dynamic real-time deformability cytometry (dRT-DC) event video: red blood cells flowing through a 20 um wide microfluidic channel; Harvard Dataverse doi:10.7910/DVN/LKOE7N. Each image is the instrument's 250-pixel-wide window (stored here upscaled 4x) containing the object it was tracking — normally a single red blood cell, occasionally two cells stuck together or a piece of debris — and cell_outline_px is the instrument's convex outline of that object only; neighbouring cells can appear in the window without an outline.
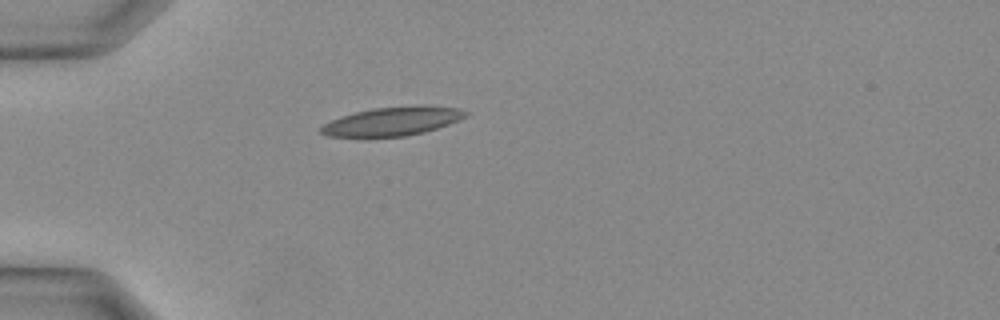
{"species": "Egyptian fruit bat (a non-hibernating species)", "species_latin": "Rousettus aegyptiacus", "temperature_condition": "warm", "stored_images_in_passage": 25, "camera_frame_rate_fps": 3000, "um_per_image_px": 0.085, "animal": {"sex": "female"}, "frame": {"image": 1, "passage_image": 1, "time_ms": 0.0, "image_size_px": [1000, 320], "cell_outline_px": [[468, 112], [464, 116], [448, 124], [424, 132], [404, 136], [368, 140], [364, 140], [328, 136], [320, 132], [320, 128], [324, 124], [332, 120], [356, 112], [376, 108], [460, 108]], "centroid_in_image_um": [33.17, 10.42], "position_along_channel_um": 51.8, "area_um2": 23.7}}
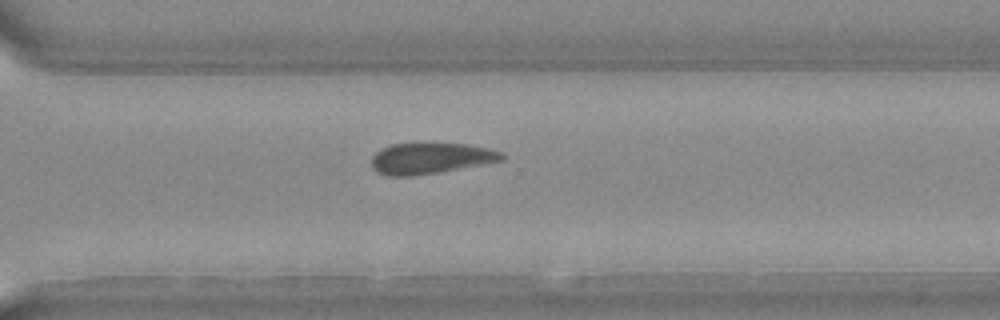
{"frame": {"image": 2, "passage_image": 16, "time_ms": 5.0, "image_size_px": [1000, 320], "cell_outline_px": [[504, 160], [484, 164], [440, 172], [412, 176], [388, 176], [376, 172], [372, 168], [372, 156], [380, 148], [392, 144], [468, 144], [488, 148], [500, 152], [504, 156]], "centroid_in_image_um": [36.57, 13.47], "position_along_channel_um": 334.0, "area_um2": 23.47}}
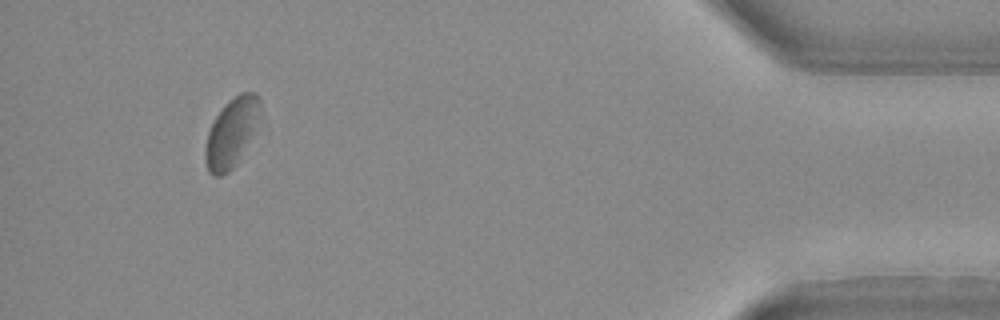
{"frame": {"image": 3, "passage_image": 23, "time_ms": 7.333, "image_size_px": [1000, 320], "cell_outline_px": [[260, 108], [252, 132], [236, 164], [228, 172], [220, 176], [212, 176], [208, 172], [204, 160], [204, 148], [208, 132], [216, 116], [224, 104], [240, 92], [252, 92], [260, 100]], "centroid_in_image_um": [19.6, 11.3], "position_along_channel_um": 415.6, "area_um2": 21.39}}